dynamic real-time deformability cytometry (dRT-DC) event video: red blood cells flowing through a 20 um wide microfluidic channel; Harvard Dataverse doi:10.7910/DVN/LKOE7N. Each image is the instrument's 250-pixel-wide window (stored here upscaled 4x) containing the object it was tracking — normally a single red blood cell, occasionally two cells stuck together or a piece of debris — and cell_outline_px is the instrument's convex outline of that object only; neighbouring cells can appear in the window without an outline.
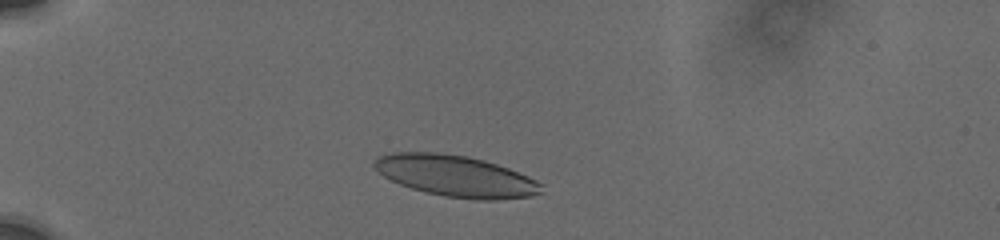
{"species": "human", "species_latin": "Homo sapiens", "temperature_condition": "cold", "stored_images_in_passage": 31, "camera_frame_rate_fps": 3000, "um_per_image_px": 0.085, "donor": {"sex": "male"}, "frame": {"image": 1, "passage_image": 4, "time_ms": 1.333, "image_size_px": [1000, 240], "cell_outline_px": [[544, 184], [540, 192], [532, 196], [496, 200], [476, 200], [444, 196], [424, 192], [400, 184], [376, 172], [372, 168], [372, 164], [376, 156], [392, 152], [436, 152], [468, 156], [484, 160], [508, 168], [528, 176]], "centroid_in_image_um": [38.7, 14.95], "position_along_channel_um": 46.3, "area_um2": 40.52}}
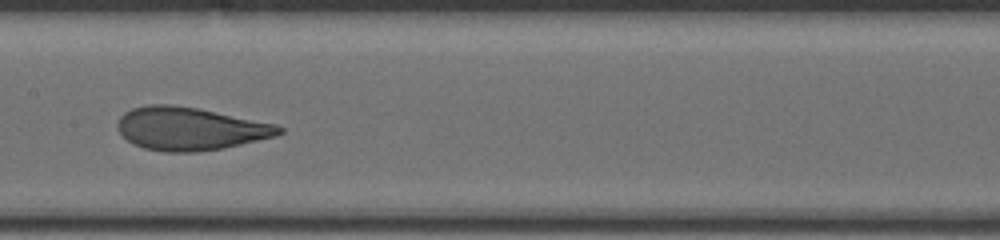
{"frame": {"image": 2, "passage_image": 14, "time_ms": 6.333, "image_size_px": [1000, 240], "cell_outline_px": [[284, 132], [276, 136], [224, 148], [196, 152], [164, 152], [144, 148], [132, 144], [120, 132], [116, 124], [120, 116], [124, 112], [132, 108], [148, 104], [172, 104], [196, 108], [276, 124], [284, 128]], "centroid_in_image_um": [16.14, 10.94], "position_along_channel_um": 191.3, "area_um2": 40.46}}
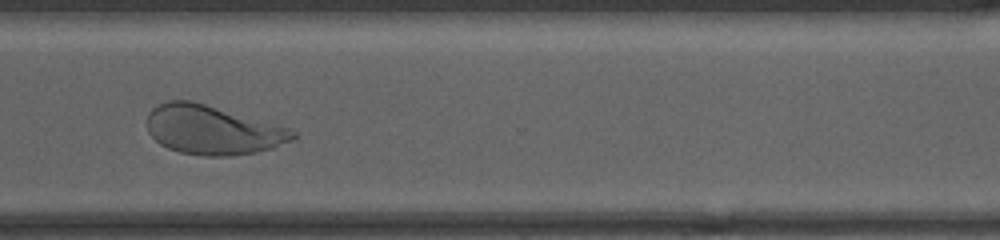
{"frame": {"image": 3, "passage_image": 30, "time_ms": 10.667, "image_size_px": [1000, 240], "cell_outline_px": [[296, 136], [292, 140], [272, 148], [256, 152], [232, 156], [204, 156], [180, 152], [168, 148], [160, 144], [148, 132], [148, 112], [152, 108], [168, 100], [192, 100], [288, 128], [296, 132]], "centroid_in_image_um": [18.04, 11.05], "position_along_channel_um": 352.6, "area_um2": 41.38}}